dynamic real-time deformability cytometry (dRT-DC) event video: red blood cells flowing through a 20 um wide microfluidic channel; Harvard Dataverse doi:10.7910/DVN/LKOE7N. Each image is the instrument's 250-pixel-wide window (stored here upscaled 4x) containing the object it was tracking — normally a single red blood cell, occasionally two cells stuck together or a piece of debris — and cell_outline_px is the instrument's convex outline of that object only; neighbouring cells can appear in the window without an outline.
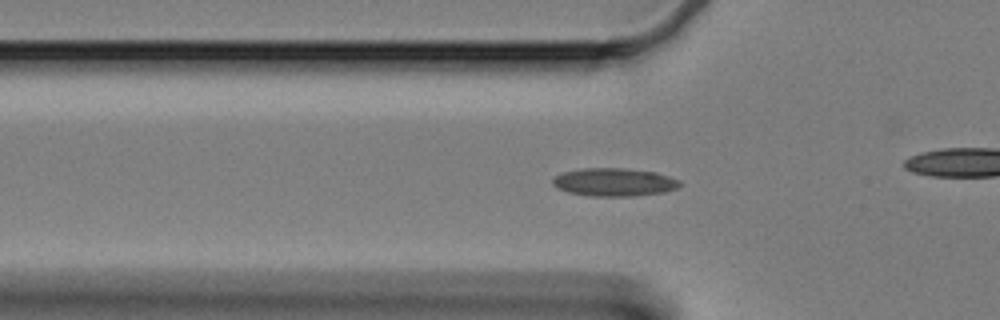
{"species": "Egyptian fruit bat (a non-hibernating species)", "species_latin": "Rousettus aegyptiacus", "temperature_condition": "cold", "stored_images_in_passage": 58, "camera_frame_rate_fps": 3000, "um_per_image_px": 0.085, "animal": {"sex": "female"}, "frame": {"image": 1, "passage_image": 19, "time_ms": 6.0, "image_size_px": [1000, 320], "cell_outline_px": [[680, 184], [676, 188], [664, 192], [632, 196], [592, 196], [568, 192], [556, 188], [552, 184], [552, 180], [556, 176], [564, 172], [584, 168], [624, 168], [656, 172], [680, 180]], "centroid_in_image_um": [52.19, 15.48], "position_along_channel_um": 73.6, "area_um2": 20.69}}
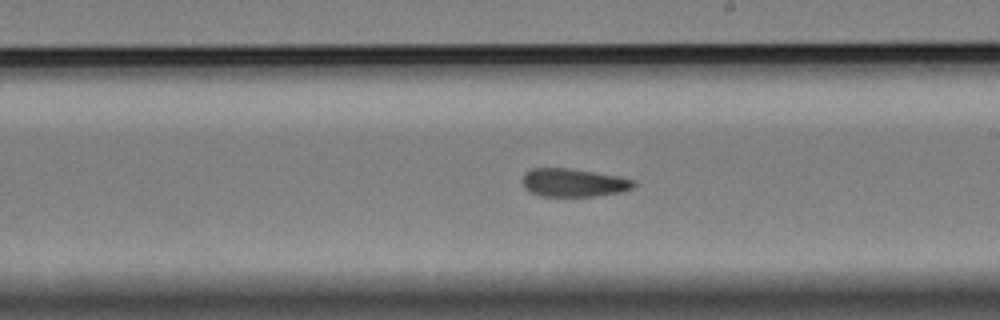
{"frame": {"image": 2, "passage_image": 34, "time_ms": 11.0, "image_size_px": [1000, 320], "cell_outline_px": [[636, 184], [632, 188], [620, 192], [596, 196], [540, 196], [528, 192], [524, 188], [520, 180], [524, 172], [532, 168], [572, 168], [620, 176], [636, 180]], "centroid_in_image_um": [48.71, 15.52], "position_along_channel_um": 240.3, "area_um2": 18.73}}
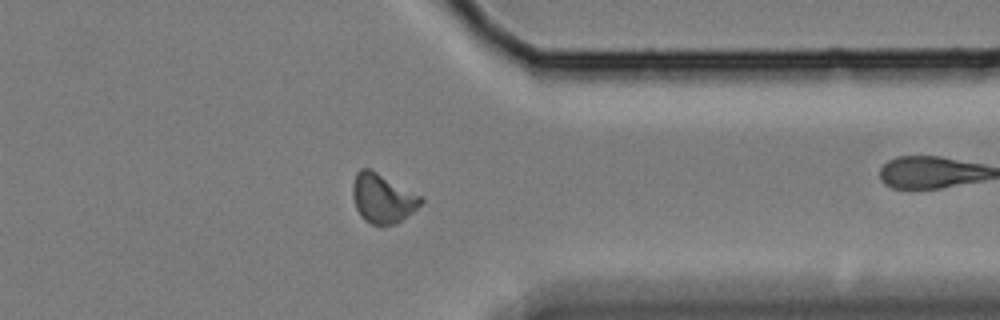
{"frame": {"image": 3, "passage_image": 47, "time_ms": 15.333, "image_size_px": [1000, 320], "cell_outline_px": [[424, 200], [412, 212], [396, 224], [372, 224], [364, 220], [360, 216], [356, 208], [352, 196], [352, 184], [356, 172], [360, 168], [372, 168], [424, 196]], "centroid_in_image_um": [32.52, 16.81], "position_along_channel_um": 378.9, "area_um2": 20.0}}